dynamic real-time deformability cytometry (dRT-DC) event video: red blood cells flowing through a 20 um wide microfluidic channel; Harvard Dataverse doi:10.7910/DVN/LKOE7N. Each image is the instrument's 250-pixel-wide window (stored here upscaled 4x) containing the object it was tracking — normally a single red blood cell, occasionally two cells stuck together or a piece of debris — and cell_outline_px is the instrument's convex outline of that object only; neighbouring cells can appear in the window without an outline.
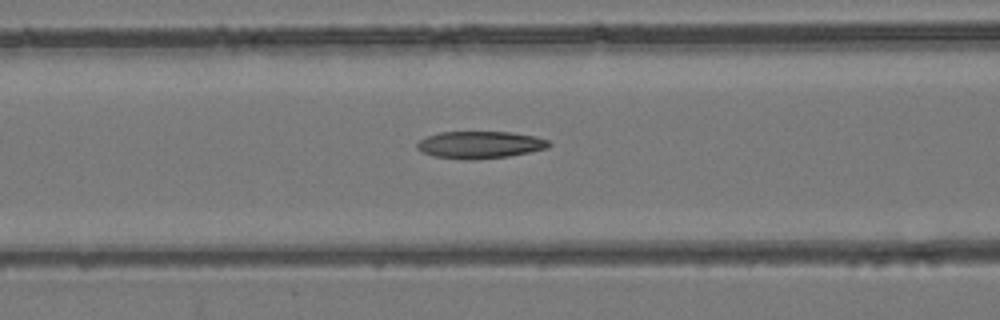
{"species": "common noctule bat (a hibernating species)", "species_latin": "Nyctalus noctula", "temperature_condition": "room temperature", "stored_images_in_passage": 48, "camera_frame_rate_fps": 3000, "um_per_image_px": 0.085, "animal": {"sex": "female", "body_mass_g": 24.6, "forearm_length_mm": 56.2}, "frame": {"image": 1, "passage_image": 20, "time_ms": 6.333, "image_size_px": [1000, 320], "cell_outline_px": [[552, 144], [548, 148], [508, 156], [472, 160], [464, 160], [432, 156], [416, 148], [416, 144], [420, 140], [428, 136], [440, 132], [512, 132], [536, 136], [548, 140]], "centroid_in_image_um": [40.81, 12.31], "position_along_channel_um": 125.8, "area_um2": 20.92}}
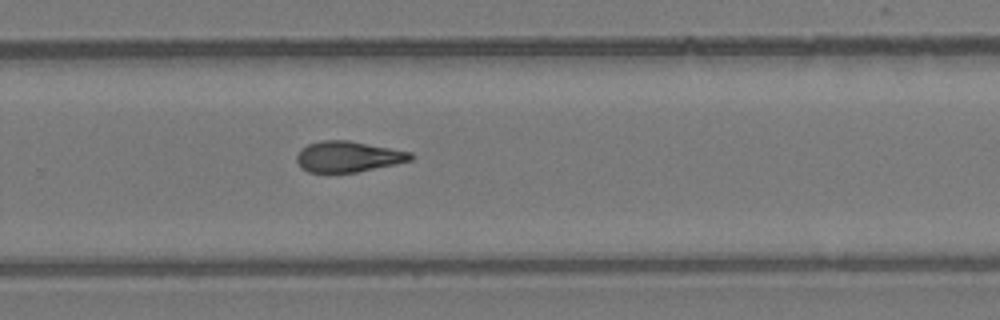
{"frame": {"image": 2, "passage_image": 32, "time_ms": 10.333, "image_size_px": [1000, 320], "cell_outline_px": [[412, 160], [396, 164], [356, 172], [308, 172], [300, 168], [296, 160], [296, 156], [300, 148], [308, 144], [320, 140], [348, 140], [412, 152]], "centroid_in_image_um": [29.55, 13.31], "position_along_channel_um": 300.2, "area_um2": 20.52}}
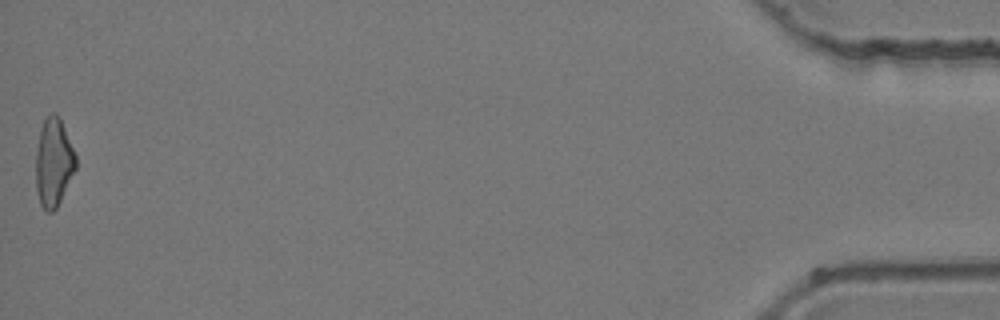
{"frame": {"image": 3, "passage_image": 48, "time_ms": 15.667, "image_size_px": [1000, 320], "cell_outline_px": [[76, 168], [56, 208], [52, 212], [48, 212], [40, 204], [36, 192], [36, 152], [40, 128], [44, 120], [52, 112], [56, 112], [60, 116], [76, 156]], "centroid_in_image_um": [4.55, 13.78], "position_along_channel_um": 430.7, "area_um2": 20.52}}